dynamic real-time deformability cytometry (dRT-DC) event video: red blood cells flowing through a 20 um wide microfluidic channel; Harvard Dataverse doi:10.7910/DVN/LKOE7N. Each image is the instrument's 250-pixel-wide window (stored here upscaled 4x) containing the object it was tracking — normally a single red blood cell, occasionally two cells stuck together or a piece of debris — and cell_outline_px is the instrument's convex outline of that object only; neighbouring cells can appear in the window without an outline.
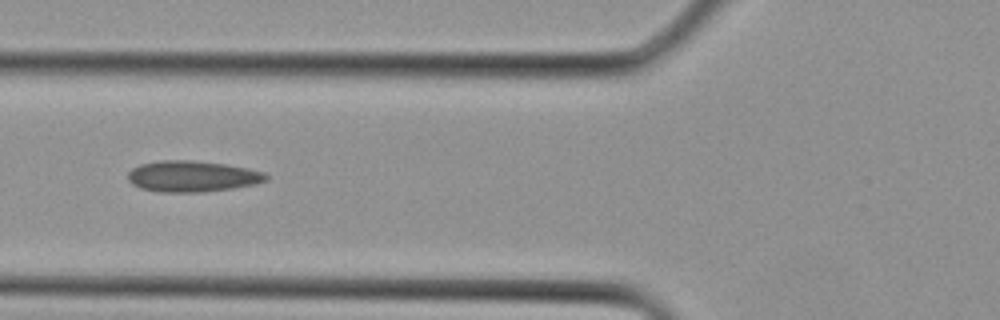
{"species": "Egyptian fruit bat (a non-hibernating species)", "species_latin": "Rousettus aegyptiacus", "temperature_condition": "cold", "stored_images_in_passage": 3, "camera_frame_rate_fps": 3000, "um_per_image_px": 0.085, "animal": {"sex": "female"}, "frame": {"image": 1, "passage_image": 2, "time_ms": 0.333, "image_size_px": [1000, 320], "cell_outline_px": [[268, 180], [256, 184], [232, 188], [204, 192], [160, 192], [140, 188], [132, 184], [128, 180], [128, 172], [132, 168], [140, 164], [160, 160], [192, 160], [224, 164], [248, 168], [264, 172], [268, 176]], "centroid_in_image_um": [16.34, 14.99], "position_along_channel_um": 109.5, "area_um2": 25.14}}
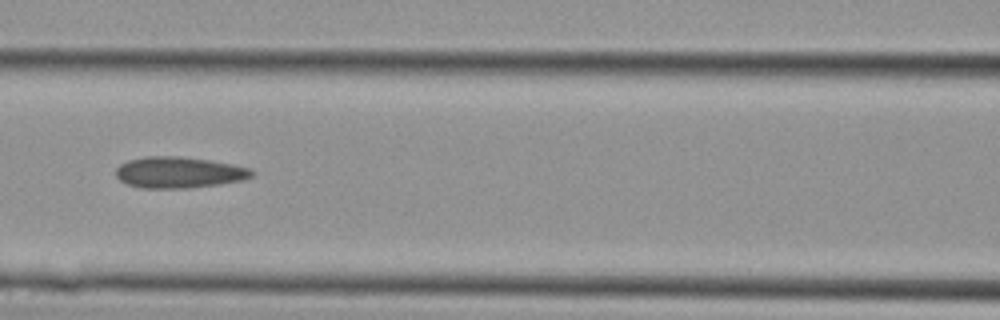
{"frame": {"image": 2, "passage_image": 3, "time_ms": 0.667, "image_size_px": [1000, 320], "cell_outline_px": [[256, 172], [252, 176], [244, 180], [188, 188], [140, 188], [128, 184], [120, 180], [116, 176], [116, 168], [120, 164], [128, 160], [144, 156], [180, 156], [212, 160], [232, 164], [248, 168]], "centroid_in_image_um": [15.2, 14.64], "position_along_channel_um": 151.4, "area_um2": 24.8}}